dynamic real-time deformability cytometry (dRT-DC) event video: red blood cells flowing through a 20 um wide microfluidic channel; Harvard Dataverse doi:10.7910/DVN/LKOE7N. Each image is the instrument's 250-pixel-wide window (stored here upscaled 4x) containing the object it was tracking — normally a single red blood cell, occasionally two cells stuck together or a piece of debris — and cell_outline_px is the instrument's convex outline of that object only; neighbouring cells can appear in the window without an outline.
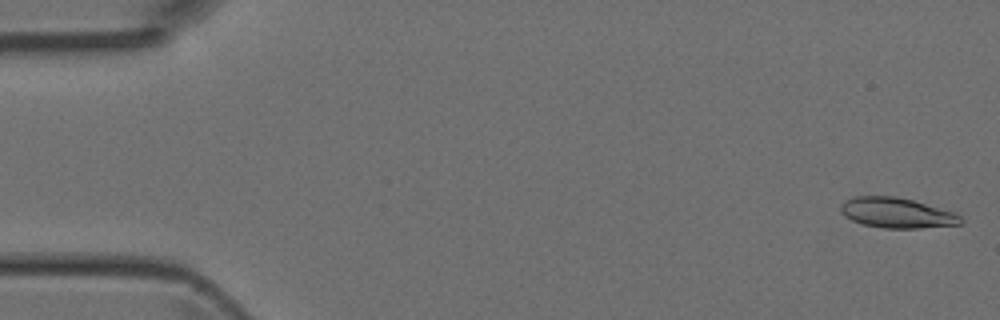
{"species": "Egyptian fruit bat (a non-hibernating species)", "species_latin": "Rousettus aegyptiacus", "temperature_condition": "room temperature", "stored_images_in_passage": 46, "camera_frame_rate_fps": 3000, "um_per_image_px": 0.085, "animal": {"sex": "female"}, "frame": {"image": 1, "passage_image": 1, "time_ms": 0.0, "image_size_px": [1000, 320], "cell_outline_px": [[964, 220], [960, 224], [920, 228], [884, 228], [864, 224], [852, 220], [844, 216], [840, 212], [840, 204], [844, 200], [852, 196], [896, 196], [912, 200], [956, 212]], "centroid_in_image_um": [76.21, 18.08], "position_along_channel_um": 8.8, "area_um2": 21.27}}
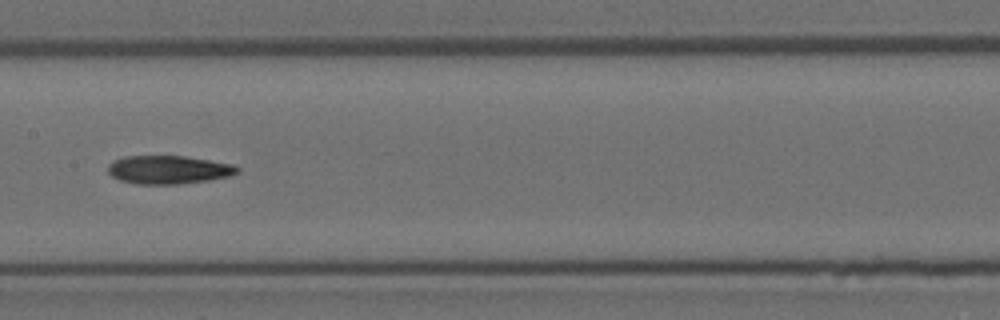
{"frame": {"image": 2, "passage_image": 23, "time_ms": 7.333, "image_size_px": [1000, 320], "cell_outline_px": [[240, 172], [228, 176], [208, 180], [180, 184], [136, 184], [120, 180], [112, 176], [108, 172], [108, 164], [124, 156], [184, 156], [232, 164], [240, 168]], "centroid_in_image_um": [14.32, 14.43], "position_along_channel_um": 193.1, "area_um2": 21.27}}
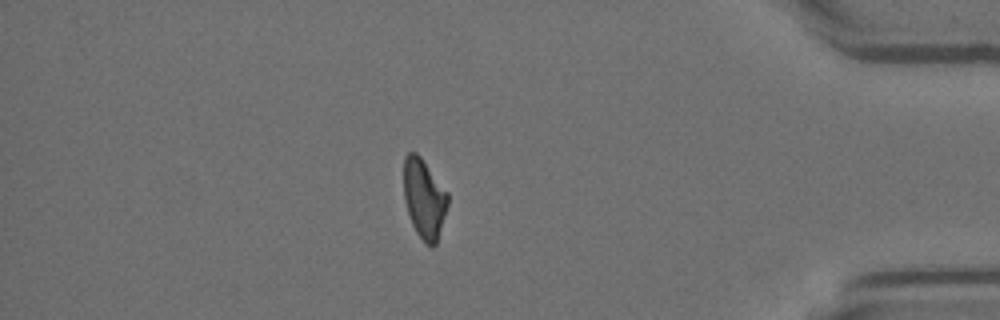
{"frame": {"image": 3, "passage_image": 40, "time_ms": 13.0, "image_size_px": [1000, 320], "cell_outline_px": [[448, 204], [436, 244], [432, 248], [424, 244], [416, 232], [412, 224], [404, 200], [404, 156], [408, 152], [416, 152], [420, 156], [448, 192]], "centroid_in_image_um": [36.05, 16.89], "position_along_channel_um": 399.2, "area_um2": 20.46}}